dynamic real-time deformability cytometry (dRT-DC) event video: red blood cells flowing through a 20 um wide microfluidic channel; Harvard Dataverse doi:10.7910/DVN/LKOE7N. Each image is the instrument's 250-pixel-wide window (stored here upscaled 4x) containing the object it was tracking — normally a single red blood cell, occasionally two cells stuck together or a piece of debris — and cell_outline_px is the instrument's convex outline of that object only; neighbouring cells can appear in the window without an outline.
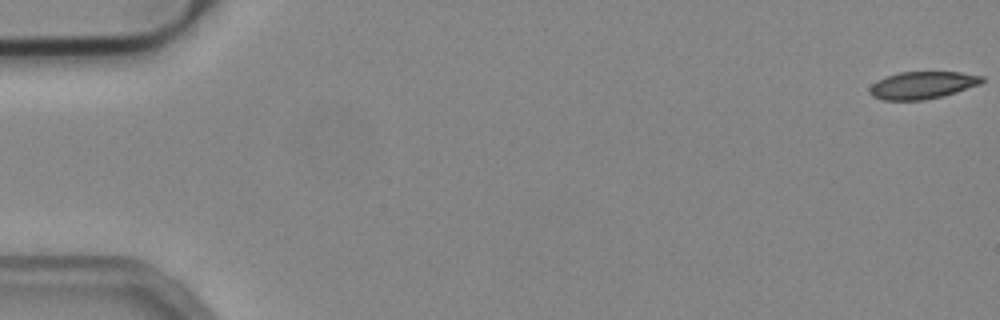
{"species": "common noctule bat (a hibernating species)", "species_latin": "Nyctalus noctula", "temperature_condition": "cold", "stored_images_in_passage": 19, "camera_frame_rate_fps": 3000, "um_per_image_px": 0.085, "animal": {"sex": "male", "body_mass_g": 19.2, "forearm_length_mm": 51.8}, "frame": {"image": 1, "passage_image": 1, "time_ms": 0.0, "image_size_px": [1000, 320], "cell_outline_px": [[984, 80], [980, 84], [944, 96], [924, 100], [884, 100], [872, 96], [868, 92], [868, 88], [876, 80], [900, 72], [960, 72], [984, 76]], "centroid_in_image_um": [78.39, 7.24], "position_along_channel_um": 6.6, "area_um2": 17.98}}
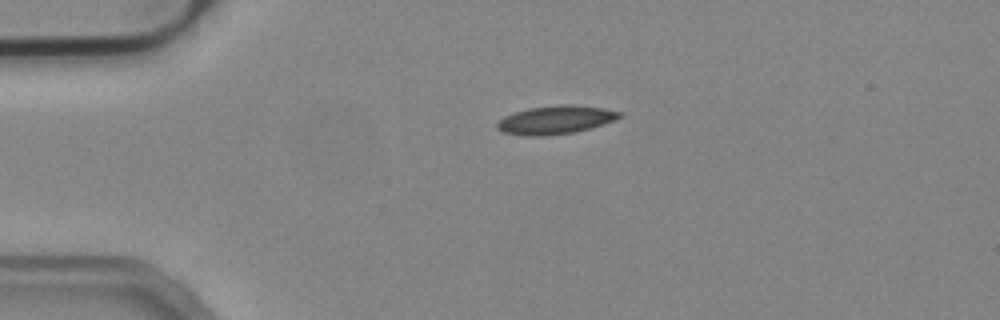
{"frame": {"image": 2, "passage_image": 13, "time_ms": 4.0, "image_size_px": [1000, 320], "cell_outline_px": [[624, 116], [616, 120], [576, 132], [544, 136], [524, 136], [504, 132], [496, 128], [496, 124], [504, 116], [528, 108], [564, 104], [572, 104], [604, 108], [624, 112]], "centroid_in_image_um": [47.27, 10.18], "position_along_channel_um": 37.7, "area_um2": 20.4}}